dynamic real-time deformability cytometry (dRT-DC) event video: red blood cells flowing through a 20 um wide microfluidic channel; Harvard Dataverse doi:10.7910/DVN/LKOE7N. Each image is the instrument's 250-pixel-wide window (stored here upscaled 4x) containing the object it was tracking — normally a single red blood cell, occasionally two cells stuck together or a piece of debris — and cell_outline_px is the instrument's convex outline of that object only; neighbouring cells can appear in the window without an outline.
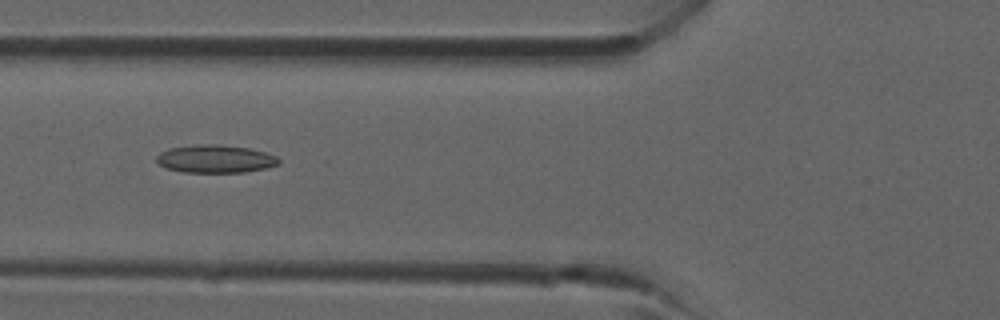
{"species": "common noctule bat (a hibernating species)", "species_latin": "Nyctalus noctula", "temperature_condition": "room temperature", "stored_images_in_passage": 40, "camera_frame_rate_fps": 3000, "um_per_image_px": 0.085, "animal": {"sex": "male", "forearm_length_mm": 52.5}, "frame": {"image": 1, "passage_image": 15, "time_ms": 4.667, "image_size_px": [1000, 320], "cell_outline_px": [[280, 164], [264, 168], [244, 172], [180, 172], [168, 168], [160, 164], [156, 160], [156, 156], [160, 152], [168, 148], [196, 144], [220, 144], [248, 148], [264, 152], [276, 156], [280, 160]], "centroid_in_image_um": [18.28, 13.49], "position_along_channel_um": 107.5, "area_um2": 19.88}}
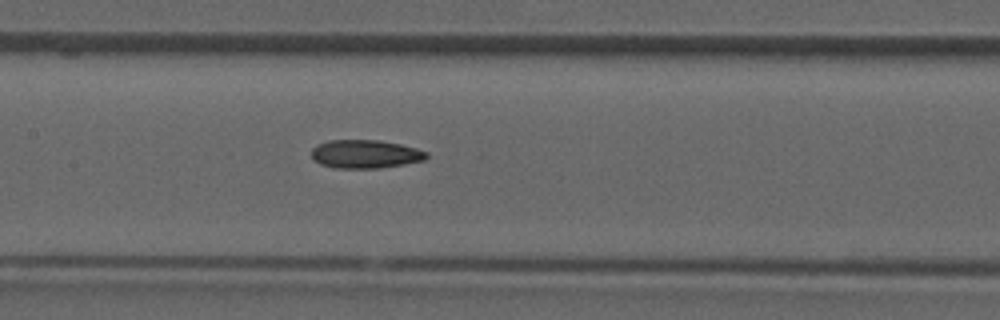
{"frame": {"image": 2, "passage_image": 19, "time_ms": 6.0, "image_size_px": [1000, 320], "cell_outline_px": [[428, 156], [424, 160], [404, 164], [380, 168], [336, 168], [320, 164], [312, 160], [312, 148], [316, 144], [328, 140], [376, 140], [400, 144], [416, 148], [428, 152]], "centroid_in_image_um": [31.02, 13.09], "position_along_channel_um": 176.4, "area_um2": 19.13}}
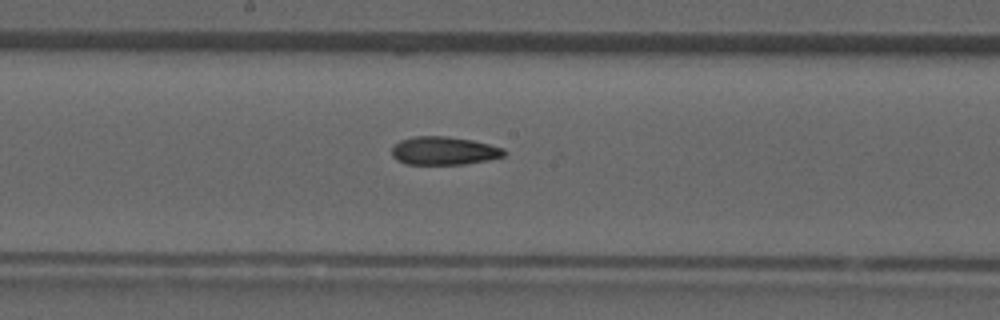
{"frame": {"image": 3, "passage_image": 21, "time_ms": 6.667, "image_size_px": [1000, 320], "cell_outline_px": [[508, 152], [504, 156], [488, 160], [464, 164], [408, 164], [396, 160], [392, 156], [392, 148], [400, 140], [412, 136], [448, 136], [472, 140], [504, 148]], "centroid_in_image_um": [37.74, 12.81], "position_along_channel_um": 210.5, "area_um2": 18.55}}